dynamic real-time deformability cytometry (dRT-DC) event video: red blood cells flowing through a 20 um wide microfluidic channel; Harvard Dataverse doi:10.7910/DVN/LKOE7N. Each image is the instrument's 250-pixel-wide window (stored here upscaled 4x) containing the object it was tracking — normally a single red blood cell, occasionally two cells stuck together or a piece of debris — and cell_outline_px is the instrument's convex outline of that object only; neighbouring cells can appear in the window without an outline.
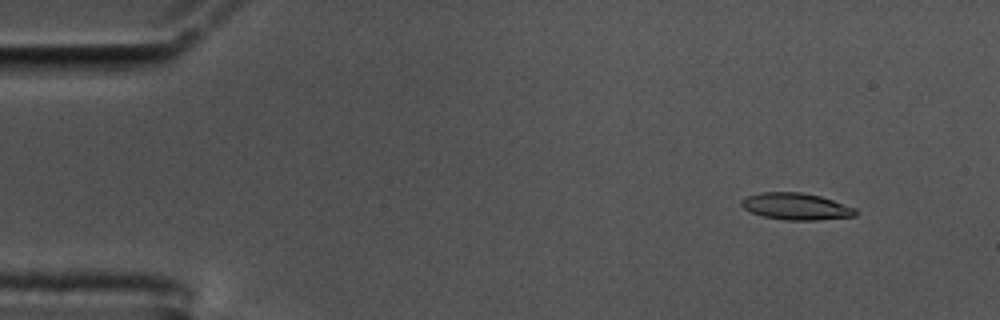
{"species": "common noctule bat (a hibernating species)", "species_latin": "Nyctalus noctula", "temperature_condition": "cold", "stored_images_in_passage": 59, "camera_frame_rate_fps": 3000, "um_per_image_px": 0.085, "animal": {"sex": "male", "body_mass_g": 17.5, "forearm_length_mm": 52.3}, "frame": {"image": 1, "passage_image": 6, "time_ms": 1.667, "image_size_px": [1000, 320], "cell_outline_px": [[860, 212], [856, 216], [820, 220], [784, 220], [764, 216], [752, 212], [744, 208], [740, 204], [740, 200], [748, 196], [760, 192], [800, 192], [820, 196], [856, 208]], "centroid_in_image_um": [67.7, 17.55], "position_along_channel_um": 17.3, "area_um2": 17.86}}
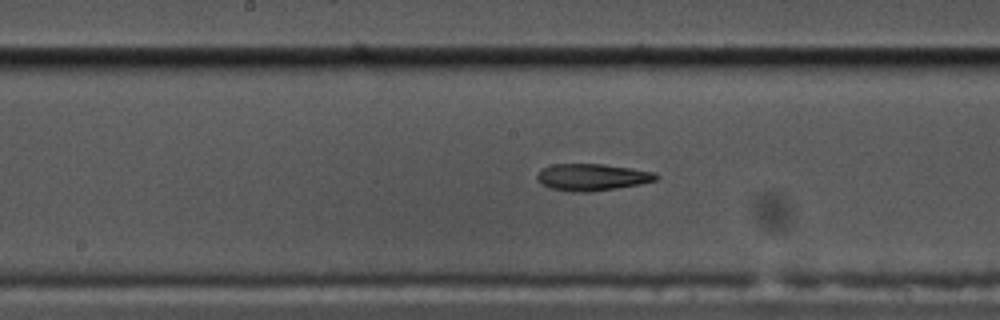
{"frame": {"image": 2, "passage_image": 30, "time_ms": 9.667, "image_size_px": [1000, 320], "cell_outline_px": [[660, 176], [656, 180], [640, 184], [616, 188], [588, 192], [576, 192], [548, 188], [540, 184], [536, 180], [536, 176], [544, 168], [552, 164], [604, 164], [632, 168], [656, 172]], "centroid_in_image_um": [50.33, 15.06], "position_along_channel_um": 197.9, "area_um2": 18.73}}
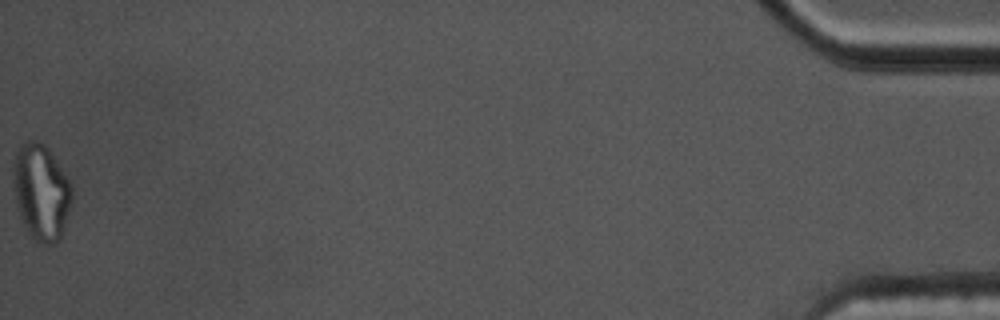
{"frame": {"image": 3, "passage_image": 59, "time_ms": 19.333, "image_size_px": [1000, 320], "cell_outline_px": [[72, 204], [60, 240], [56, 244], [44, 244], [32, 240], [20, 216], [16, 200], [12, 172], [16, 152], [20, 144], [28, 140], [40, 140], [48, 148], [72, 184]], "centroid_in_image_um": [3.52, 16.33], "position_along_channel_um": 431.7, "area_um2": 33.12}, "authors_computed_cell_mechanics": {"area_um2": 18.6116, "velocity_mm_per_s": 3.4444, "shape_relaxation_time_tau1_ms": null, "shape_relaxation_time_tau2_ms": 4.7711, "deformation_change_tau1": null, "deformation_change_tau2": 0.1234}}